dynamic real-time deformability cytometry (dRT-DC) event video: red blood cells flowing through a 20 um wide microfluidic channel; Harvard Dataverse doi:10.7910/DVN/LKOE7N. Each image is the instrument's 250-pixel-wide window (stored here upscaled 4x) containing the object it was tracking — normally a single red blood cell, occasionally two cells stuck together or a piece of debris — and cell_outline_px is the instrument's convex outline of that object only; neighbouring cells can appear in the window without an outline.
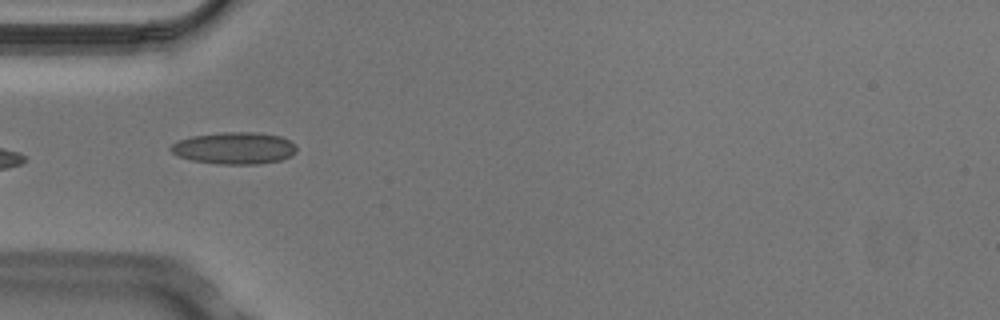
{"species": "Egyptian fruit bat (a non-hibernating species)", "species_latin": "Rousettus aegyptiacus", "temperature_condition": "cold", "stored_images_in_passage": 8, "camera_frame_rate_fps": 3000, "um_per_image_px": 0.085, "animal": {"sex": "male"}, "frame": {"image": 1, "passage_image": 3, "time_ms": 0.667, "image_size_px": [1000, 320], "cell_outline_px": [[296, 152], [280, 160], [256, 164], [216, 164], [192, 160], [176, 156], [168, 148], [172, 144], [180, 140], [192, 136], [220, 132], [256, 132], [280, 136], [296, 144]], "centroid_in_image_um": [19.89, 12.59], "position_along_channel_um": 65.1, "area_um2": 23.41}}
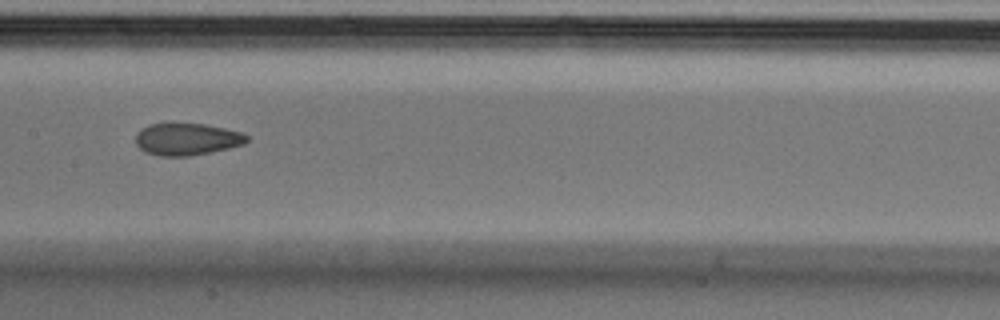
{"frame": {"image": 2, "passage_image": 6, "time_ms": 1.667, "image_size_px": [1000, 320], "cell_outline_px": [[248, 140], [244, 144], [228, 148], [188, 156], [160, 156], [144, 152], [136, 144], [136, 132], [140, 128], [148, 124], [172, 120], [204, 124], [224, 128], [240, 132], [248, 136]], "centroid_in_image_um": [15.8, 11.78], "position_along_channel_um": 191.6, "area_um2": 21.44}}
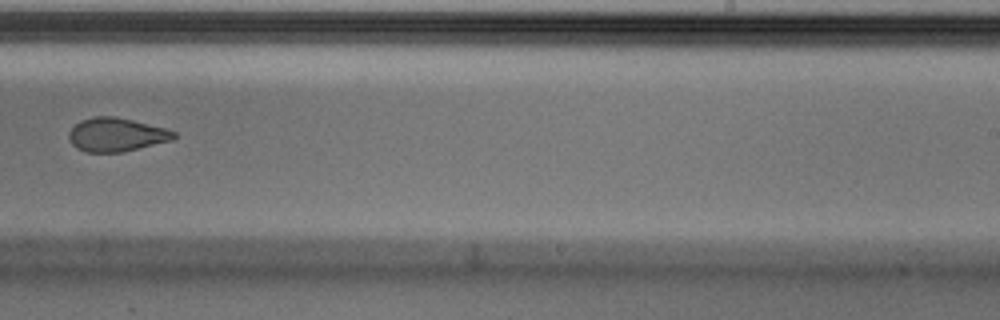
{"frame": {"image": 3, "passage_image": 8, "time_ms": 2.333, "image_size_px": [1000, 320], "cell_outline_px": [[176, 136], [172, 140], [124, 152], [88, 152], [76, 148], [72, 144], [68, 136], [68, 132], [80, 120], [92, 116], [112, 116], [132, 120], [164, 128], [176, 132]], "centroid_in_image_um": [9.87, 11.45], "position_along_channel_um": 279.1, "area_um2": 20.52}}